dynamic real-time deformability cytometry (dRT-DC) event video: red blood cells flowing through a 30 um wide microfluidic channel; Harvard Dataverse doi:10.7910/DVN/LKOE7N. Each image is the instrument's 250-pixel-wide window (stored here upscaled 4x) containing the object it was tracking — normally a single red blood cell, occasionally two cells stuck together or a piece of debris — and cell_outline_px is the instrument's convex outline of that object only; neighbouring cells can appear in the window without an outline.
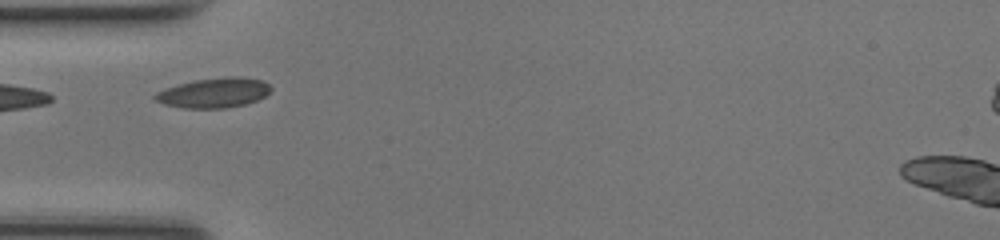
{"species": "common noctule bat (a hibernating species)", "species_latin": "Nyctalus noctula", "temperature_condition": "room temperature", "stored_images_in_passage": 35, "camera_frame_rate_fps": 3000, "um_per_image_px": 0.085, "animal": {"sex": "female", "body_mass_g": 17.0, "forearm_length_mm": 48.0}, "frame": {"image": 1, "passage_image": 1, "time_ms": 0.0, "image_size_px": [1000, 240], "cell_outline_px": [[272, 88], [264, 96], [256, 100], [244, 104], [224, 108], [184, 108], [164, 104], [156, 100], [152, 96], [156, 92], [164, 88], [196, 80], [224, 76], [240, 76], [264, 80]], "centroid_in_image_um": [18.18, 7.87], "position_along_channel_um": 66.8, "area_um2": 20.11}}
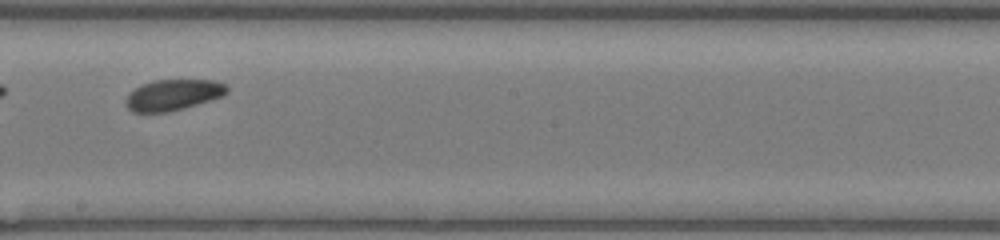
{"frame": {"image": 2, "passage_image": 13, "time_ms": 4.0, "image_size_px": [1000, 240], "cell_outline_px": [[228, 92], [220, 96], [196, 104], [168, 112], [132, 112], [128, 108], [128, 92], [140, 84], [152, 80], [216, 80], [228, 84]], "centroid_in_image_um": [14.72, 8.04], "position_along_channel_um": 233.5, "area_um2": 18.09}}
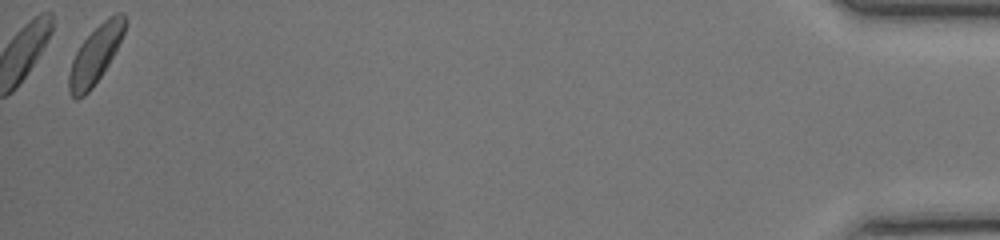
{"frame": {"image": 3, "passage_image": 34, "time_ms": 11.0, "image_size_px": [1000, 240], "cell_outline_px": [[124, 32], [108, 64], [92, 88], [84, 96], [76, 100], [72, 96], [68, 88], [68, 76], [72, 60], [80, 44], [108, 16], [116, 12], [124, 12]], "centroid_in_image_um": [8.07, 4.68], "position_along_channel_um": 427.1, "area_um2": 18.26}, "authors_computed_cell_mechanics": {"area_um2": 18.3226, "velocity_mm_per_s": 4.1786, "shape_relaxation_time_tau1_ms": 0.9696, "shape_relaxation_time_tau2_ms": null, "deformation_change_tau1": 0.0421, "deformation_change_tau2": null}}